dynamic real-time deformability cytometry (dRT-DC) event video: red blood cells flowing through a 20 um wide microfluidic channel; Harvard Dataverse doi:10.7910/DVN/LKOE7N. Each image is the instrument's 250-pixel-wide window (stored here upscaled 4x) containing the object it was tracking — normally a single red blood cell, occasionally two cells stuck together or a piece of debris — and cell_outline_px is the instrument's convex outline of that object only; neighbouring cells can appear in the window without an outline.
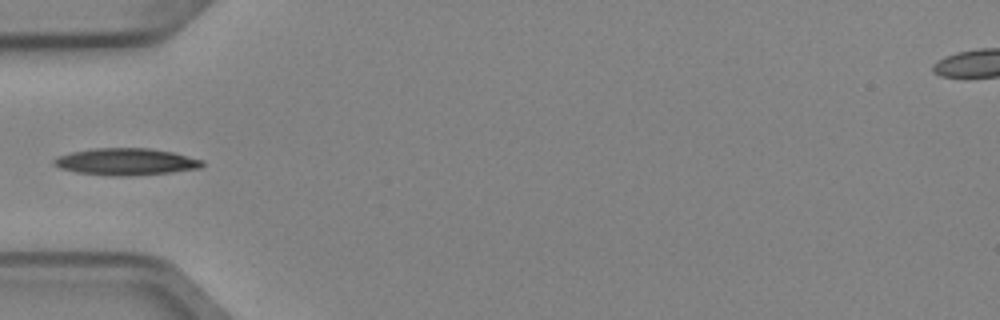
{"species": "Egyptian fruit bat (a non-hibernating species)", "species_latin": "Rousettus aegyptiacus", "temperature_condition": "cold", "stored_images_in_passage": 6, "camera_frame_rate_fps": 3000, "um_per_image_px": 0.085, "animal": {"sex": "female"}, "frame": {"image": 1, "passage_image": 5, "time_ms": 1.333, "image_size_px": [1000, 320], "cell_outline_px": [[204, 164], [200, 168], [172, 172], [128, 176], [108, 176], [76, 172], [60, 168], [52, 164], [52, 160], [56, 156], [72, 152], [92, 148], [148, 148], [172, 152], [204, 160]], "centroid_in_image_um": [10.67, 13.75], "position_along_channel_um": 74.3, "area_um2": 23.41}}
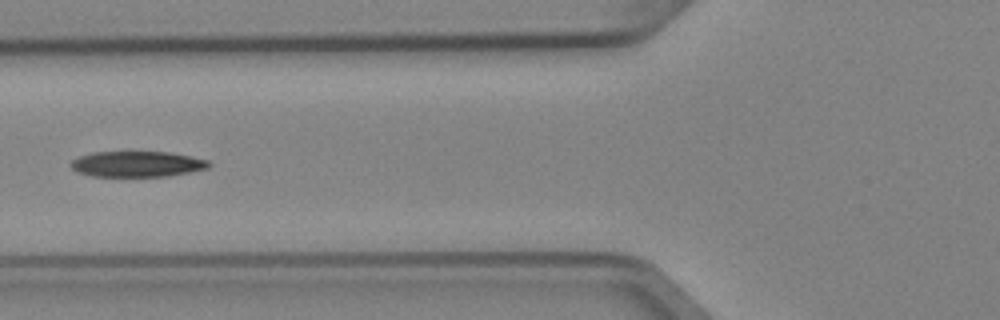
{"frame": {"image": 2, "passage_image": 6, "time_ms": 1.667, "image_size_px": [1000, 320], "cell_outline_px": [[212, 164], [208, 168], [168, 176], [92, 176], [80, 172], [72, 168], [72, 160], [80, 156], [92, 152], [168, 152], [208, 160]], "centroid_in_image_um": [11.67, 13.94], "position_along_channel_um": 114.1, "area_um2": 20.35}}